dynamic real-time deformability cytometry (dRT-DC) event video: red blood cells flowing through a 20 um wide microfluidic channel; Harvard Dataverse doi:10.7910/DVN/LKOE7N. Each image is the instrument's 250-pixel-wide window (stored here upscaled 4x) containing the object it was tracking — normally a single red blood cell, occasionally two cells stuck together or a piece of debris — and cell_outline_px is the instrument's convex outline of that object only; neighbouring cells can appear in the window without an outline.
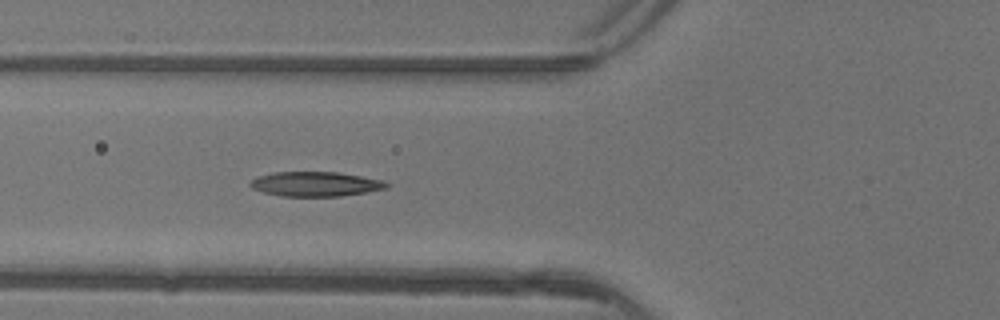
{"species": "common noctule bat (a hibernating species)", "species_latin": "Nyctalus noctula", "temperature_condition": "warm", "stored_images_in_passage": 5, "camera_frame_rate_fps": 3000, "um_per_image_px": 0.085, "animal": {"sex": "female"}, "frame": {"image": 1, "passage_image": 5, "time_ms": 1.333, "image_size_px": [1000, 320], "cell_outline_px": [[388, 188], [368, 192], [340, 196], [280, 196], [264, 192], [252, 188], [248, 184], [252, 180], [260, 176], [272, 172], [336, 172], [384, 180], [388, 184]], "centroid_in_image_um": [26.83, 15.64], "position_along_channel_um": 99.0, "area_um2": 19.48}}